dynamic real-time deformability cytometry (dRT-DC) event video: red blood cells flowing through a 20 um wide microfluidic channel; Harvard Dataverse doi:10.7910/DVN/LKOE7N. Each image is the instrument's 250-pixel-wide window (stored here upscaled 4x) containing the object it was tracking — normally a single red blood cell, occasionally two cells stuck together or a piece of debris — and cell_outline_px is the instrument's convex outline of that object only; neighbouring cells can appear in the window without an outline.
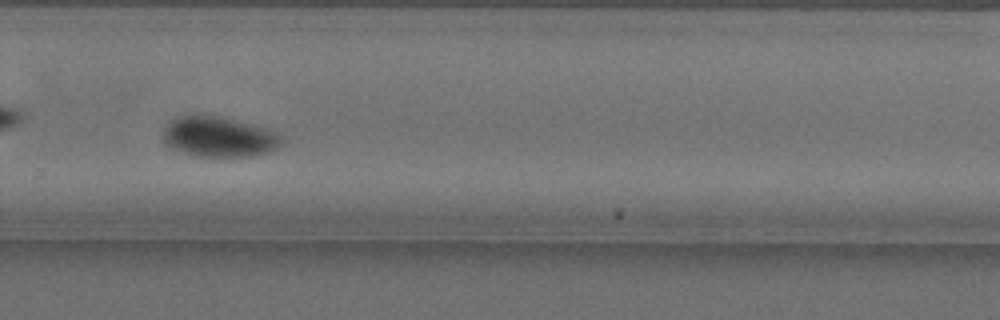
{"species": "Egyptian fruit bat (a non-hibernating species)", "species_latin": "Rousettus aegyptiacus", "temperature_condition": "cold", "stored_images_in_passage": 60, "camera_frame_rate_fps": 3000, "um_per_image_px": 0.085, "animal": {"sex": "female"}, "frame": {"image": 1, "passage_image": 43, "time_ms": 14.0, "image_size_px": [1000, 320], "cell_outline_px": [[280, 144], [276, 148], [268, 152], [252, 156], [192, 156], [172, 148], [164, 140], [164, 128], [172, 120], [180, 116], [216, 116], [232, 120], [276, 132], [280, 136]], "centroid_in_image_um": [18.57, 11.66], "position_along_channel_um": 311.2, "area_um2": 26.88}}
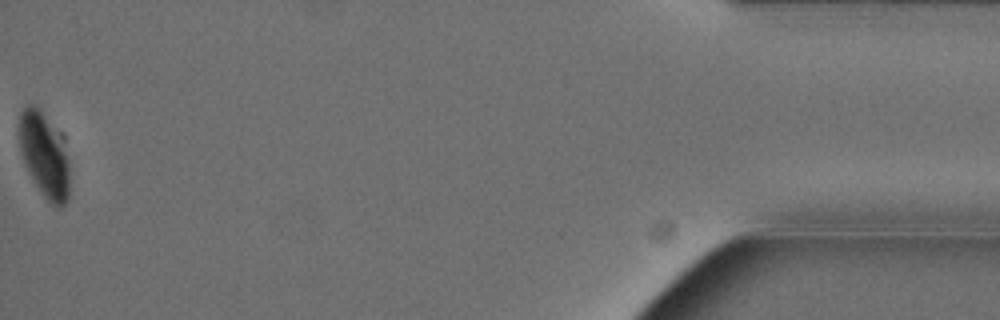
{"frame": {"image": 2, "passage_image": 60, "time_ms": 19.667, "image_size_px": [1000, 320], "cell_outline_px": [[68, 200], [60, 208], [56, 208], [44, 196], [28, 172], [24, 164], [20, 148], [20, 112], [28, 104], [32, 104], [40, 108], [64, 152], [68, 160]], "centroid_in_image_um": [3.72, 13.25], "position_along_channel_um": 431.5, "area_um2": 23.52}, "authors_computed_cell_mechanics": {"area_um2": 25.7788, "velocity_mm_per_s": 3.5663, "shape_relaxation_time_tau1_ms": 3.7623, "shape_relaxation_time_tau2_ms": null, "deformation_change_tau1": 0.1125, "deformation_change_tau2": null}}